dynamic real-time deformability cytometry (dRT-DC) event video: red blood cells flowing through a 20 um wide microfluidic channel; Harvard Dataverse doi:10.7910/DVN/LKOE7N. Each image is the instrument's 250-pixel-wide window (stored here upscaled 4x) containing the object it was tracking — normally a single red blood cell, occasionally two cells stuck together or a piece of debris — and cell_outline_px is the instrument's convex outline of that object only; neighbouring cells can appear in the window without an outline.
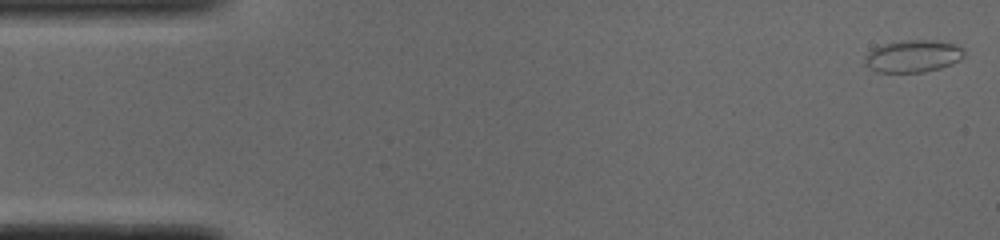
{"species": "common noctule bat (a hibernating species)", "species_latin": "Nyctalus noctula", "temperature_condition": "cold", "stored_images_in_passage": 51, "camera_frame_rate_fps": 3000, "um_per_image_px": 0.085, "animal": {"sex": "male", "body_mass_g": 19.0, "forearm_length_mm": 50.8}, "frame": {"image": 1, "passage_image": 1, "time_ms": 0.0, "image_size_px": [1000, 240], "cell_outline_px": [[964, 56], [960, 60], [952, 64], [940, 68], [924, 72], [876, 72], [864, 64], [864, 60], [868, 52], [884, 44], [900, 40], [936, 40], [952, 44], [960, 48], [964, 52]], "centroid_in_image_um": [77.59, 4.78], "position_along_channel_um": 7.4, "area_um2": 18.55}}
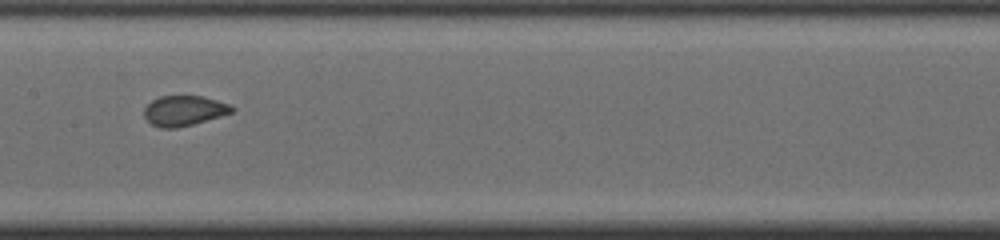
{"frame": {"image": 2, "passage_image": 25, "time_ms": 8.0, "image_size_px": [1000, 240], "cell_outline_px": [[236, 108], [232, 112], [220, 116], [192, 124], [176, 128], [160, 128], [152, 124], [144, 116], [144, 108], [152, 100], [160, 96], [204, 96], [232, 104]], "centroid_in_image_um": [15.67, 9.39], "position_along_channel_um": 191.7, "area_um2": 15.43}}
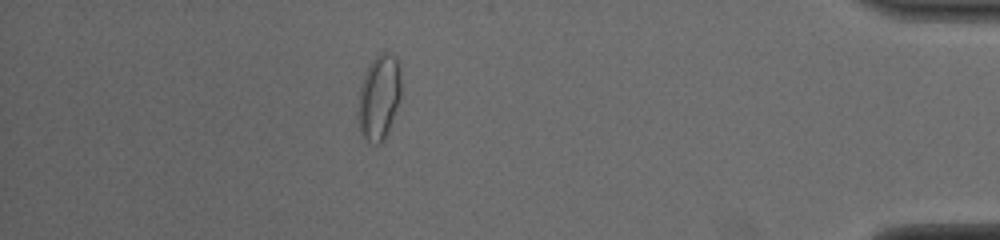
{"frame": {"image": 3, "passage_image": 45, "time_ms": 14.667, "image_size_px": [1000, 240], "cell_outline_px": [[400, 96], [384, 144], [376, 144], [368, 140], [360, 132], [356, 116], [356, 112], [360, 88], [364, 76], [372, 60], [380, 52], [392, 52], [396, 56], [400, 68]], "centroid_in_image_um": [32.2, 8.28], "position_along_channel_um": 403.0, "area_um2": 21.56}}